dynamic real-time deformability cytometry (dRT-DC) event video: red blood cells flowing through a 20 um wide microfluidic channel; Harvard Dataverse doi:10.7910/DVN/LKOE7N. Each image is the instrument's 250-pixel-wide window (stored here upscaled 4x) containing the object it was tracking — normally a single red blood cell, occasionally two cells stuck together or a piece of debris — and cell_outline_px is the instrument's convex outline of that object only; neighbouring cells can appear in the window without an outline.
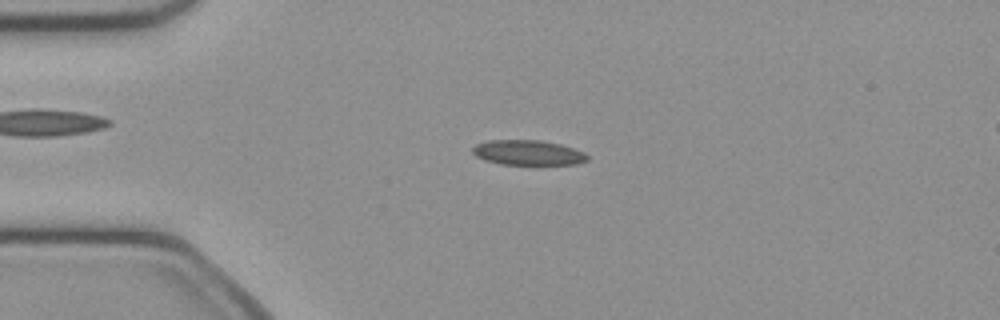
{"species": "common noctule bat (a hibernating species)", "species_latin": "Nyctalus noctula", "temperature_condition": "cold", "stored_images_in_passage": 49, "camera_frame_rate_fps": 3000, "um_per_image_px": 0.085, "animal": {"sex": "female", "body_mass_g": 21.9}, "frame": {"image": 1, "passage_image": 11, "time_ms": 3.333, "image_size_px": [1000, 320], "cell_outline_px": [[588, 160], [576, 164], [536, 168], [500, 164], [484, 160], [476, 156], [472, 152], [472, 148], [476, 144], [488, 140], [540, 140], [560, 144], [584, 152], [588, 156]], "centroid_in_image_um": [44.91, 13.04], "position_along_channel_um": 40.1, "area_um2": 17.74}}
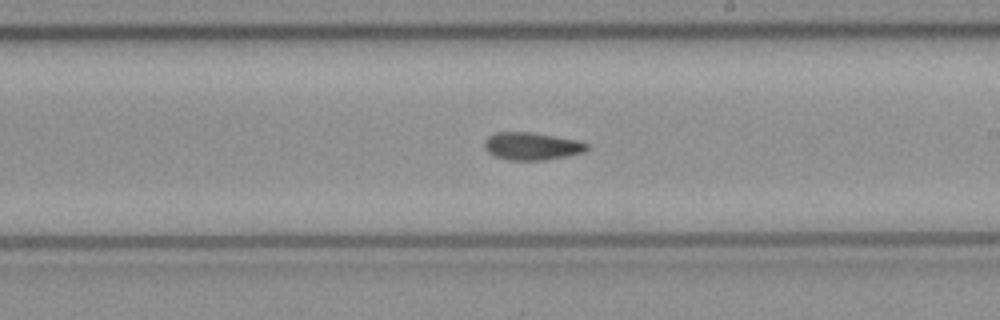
{"frame": {"image": 2, "passage_image": 28, "time_ms": 9.0, "image_size_px": [1000, 320], "cell_outline_px": [[588, 148], [584, 152], [544, 160], [508, 160], [496, 156], [488, 152], [484, 148], [484, 140], [488, 136], [496, 132], [532, 132], [576, 140], [588, 144]], "centroid_in_image_um": [45.16, 12.42], "position_along_channel_um": 243.8, "area_um2": 16.36}}
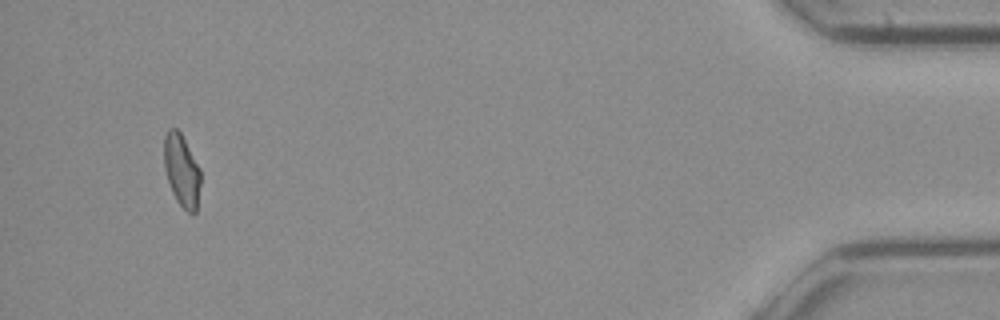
{"frame": {"image": 3, "passage_image": 47, "time_ms": 15.333, "image_size_px": [1000, 320], "cell_outline_px": [[200, 184], [196, 212], [188, 212], [176, 200], [172, 192], [164, 168], [164, 136], [168, 128], [176, 128], [180, 132], [200, 168]], "centroid_in_image_um": [15.43, 14.46], "position_along_channel_um": 419.8, "area_um2": 15.26}, "authors_computed_cell_mechanics": {"area_um2": 16.5308, "velocity_mm_per_s": 4.0403, "shape_relaxation_time_tau1_ms": null, "shape_relaxation_time_tau2_ms": 3.5762, "deformation_change_tau1": null, "deformation_change_tau2": 0.0823}}